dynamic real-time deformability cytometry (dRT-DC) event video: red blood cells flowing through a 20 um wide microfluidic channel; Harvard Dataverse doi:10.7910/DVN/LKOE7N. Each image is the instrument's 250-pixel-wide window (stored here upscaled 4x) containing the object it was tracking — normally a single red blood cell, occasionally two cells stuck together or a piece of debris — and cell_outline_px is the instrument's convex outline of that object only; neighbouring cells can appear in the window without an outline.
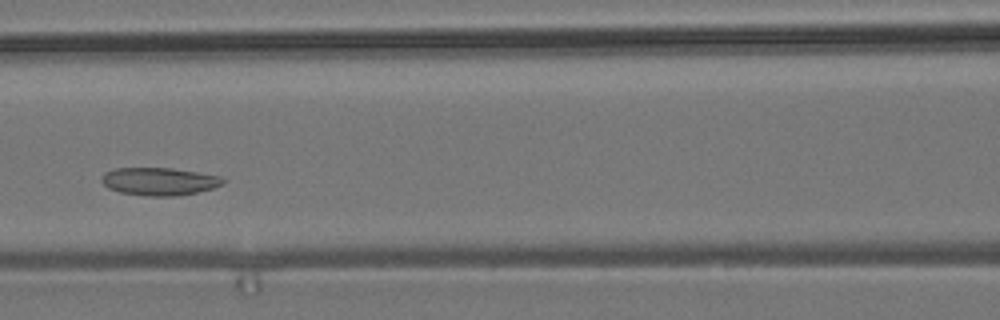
{"species": "common noctule bat (a hibernating species)", "species_latin": "Nyctalus noctula", "temperature_condition": "room temperature", "stored_images_in_passage": 5, "camera_frame_rate_fps": 3000, "um_per_image_px": 0.085, "animal": {"sex": "male", "body_mass_g": 19.2, "forearm_length_mm": 51.8}, "frame": {"image": 1, "passage_image": 5, "time_ms": 4.667, "image_size_px": [1000, 320], "cell_outline_px": [[224, 184], [212, 188], [196, 192], [176, 196], [144, 196], [120, 192], [108, 188], [100, 180], [100, 176], [104, 172], [116, 168], [172, 168], [220, 176], [224, 180]], "centroid_in_image_um": [13.49, 15.42], "position_along_channel_um": 153.1, "area_um2": 19.65}}